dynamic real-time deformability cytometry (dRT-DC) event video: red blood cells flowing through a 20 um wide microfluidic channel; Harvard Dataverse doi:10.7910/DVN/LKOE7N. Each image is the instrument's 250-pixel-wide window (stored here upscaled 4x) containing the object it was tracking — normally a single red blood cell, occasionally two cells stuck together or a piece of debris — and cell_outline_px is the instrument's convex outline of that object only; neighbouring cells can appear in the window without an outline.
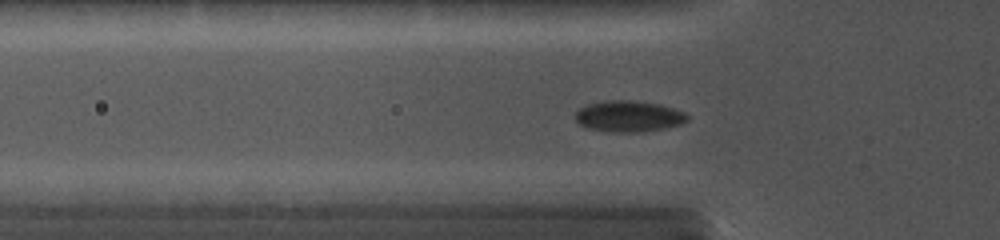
{"species": "common noctule bat (a hibernating species)", "species_latin": "Nyctalus noctula", "temperature_condition": "cold", "stored_images_in_passage": 53, "segment_of_instrument_passage": [1, 2], "camera_frame_rate_fps": 5000, "um_per_image_px": 0.085, "animal": {"sex": "female", "body_mass_g": 19.0, "forearm_length_mm": 56.7}, "frame": {"image": 1, "passage_image": 17, "time_ms": 4.6, "image_size_px": [1000, 240], "cell_outline_px": [[688, 120], [680, 124], [664, 128], [636, 132], [616, 132], [588, 128], [580, 124], [576, 120], [576, 112], [580, 108], [588, 104], [612, 100], [632, 100], [660, 104], [684, 112], [688, 116]], "centroid_in_image_um": [53.45, 9.88], "position_along_channel_um": 72.4, "area_um2": 20.0}}
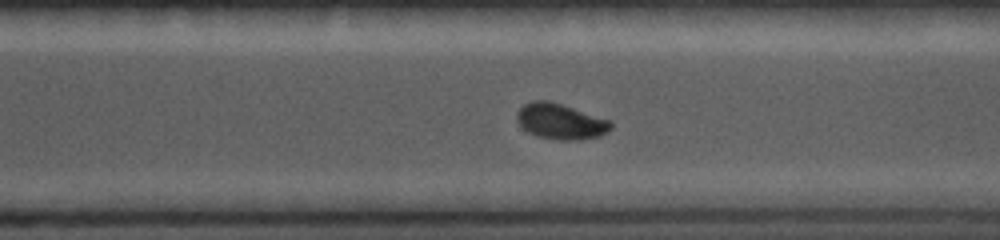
{"frame": {"image": 2, "passage_image": 39, "time_ms": 10.8, "image_size_px": [1000, 240], "cell_outline_px": [[612, 128], [608, 132], [600, 136], [580, 140], [560, 140], [540, 136], [528, 132], [516, 120], [516, 112], [524, 104], [532, 100], [548, 100], [612, 120]], "centroid_in_image_um": [47.67, 10.31], "position_along_channel_um": 322.9, "area_um2": 19.59}}
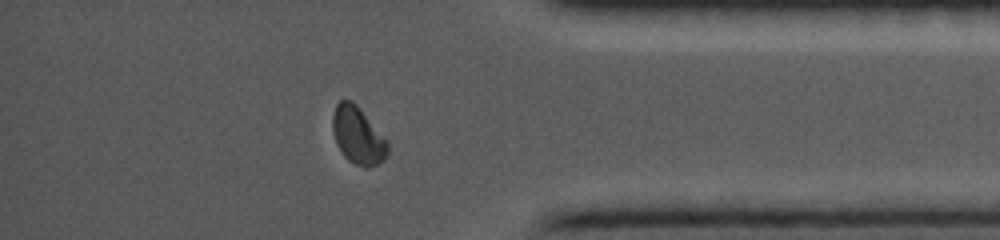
{"frame": {"image": 3, "passage_image": 47, "time_ms": 13.0, "image_size_px": [1000, 240], "cell_outline_px": [[388, 152], [376, 164], [368, 168], [364, 168], [348, 160], [344, 156], [336, 144], [332, 128], [332, 116], [336, 104], [340, 100], [352, 100], [356, 104], [388, 140]], "centroid_in_image_um": [30.4, 11.5], "position_along_channel_um": 404.8, "area_um2": 18.32}}